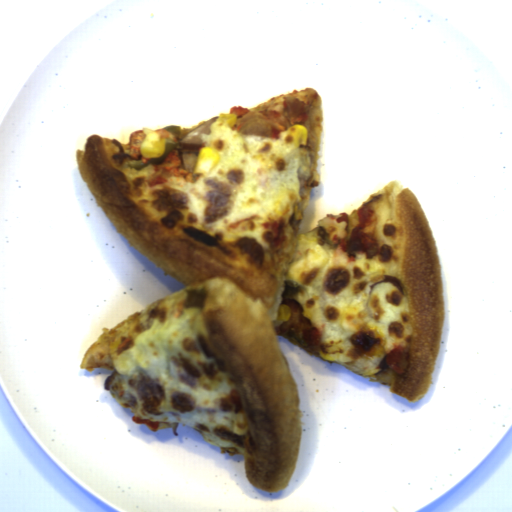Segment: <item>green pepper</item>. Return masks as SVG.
<instances>
[{
    "label": "green pepper",
    "mask_w": 512,
    "mask_h": 512,
    "mask_svg": "<svg viewBox=\"0 0 512 512\" xmlns=\"http://www.w3.org/2000/svg\"><path fill=\"white\" fill-rule=\"evenodd\" d=\"M164 130H168L169 132H171L172 134L174 135H181V127L177 126V125H171V126H167V127H163Z\"/></svg>",
    "instance_id": "c4517986"
},
{
    "label": "green pepper",
    "mask_w": 512,
    "mask_h": 512,
    "mask_svg": "<svg viewBox=\"0 0 512 512\" xmlns=\"http://www.w3.org/2000/svg\"><path fill=\"white\" fill-rule=\"evenodd\" d=\"M326 243L329 245L330 248H332L333 250H336V248L338 247V244L335 243L332 239H331V236H329L328 234L324 236L323 238Z\"/></svg>",
    "instance_id": "57f89d1c"
},
{
    "label": "green pepper",
    "mask_w": 512,
    "mask_h": 512,
    "mask_svg": "<svg viewBox=\"0 0 512 512\" xmlns=\"http://www.w3.org/2000/svg\"><path fill=\"white\" fill-rule=\"evenodd\" d=\"M165 147L164 152L161 156L158 157H150L147 163H143L141 160H128L127 165L128 168L133 170H141L142 168L148 166V164L159 165L162 163L166 156L178 145V142L173 141L171 139H165Z\"/></svg>",
    "instance_id": "372bd49c"
}]
</instances>
